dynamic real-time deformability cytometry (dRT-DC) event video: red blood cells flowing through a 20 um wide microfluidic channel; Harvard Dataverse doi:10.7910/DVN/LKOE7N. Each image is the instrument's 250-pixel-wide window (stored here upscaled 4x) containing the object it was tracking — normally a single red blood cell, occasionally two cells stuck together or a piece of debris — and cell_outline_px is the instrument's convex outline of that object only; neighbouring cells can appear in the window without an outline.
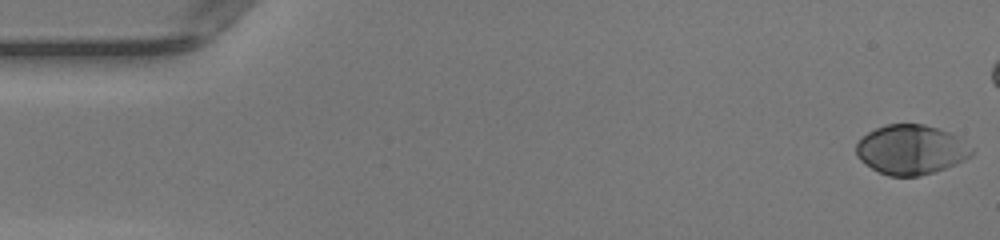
{"species": "human", "species_latin": "Homo sapiens", "temperature_condition": "warm", "stored_images_in_passage": 44, "camera_frame_rate_fps": 3000, "um_per_image_px": 0.085, "donor": {"sex": "female"}, "frame": {"image": 1, "passage_image": 1, "time_ms": 0.0, "image_size_px": [1000, 240], "cell_outline_px": [[976, 148], [972, 156], [956, 164], [920, 176], [888, 176], [872, 168], [860, 160], [856, 156], [856, 144], [868, 132], [876, 128], [888, 124], [924, 124], [948, 132], [956, 136]], "centroid_in_image_um": [77.46, 12.72], "position_along_channel_um": 7.5, "area_um2": 33.35}}
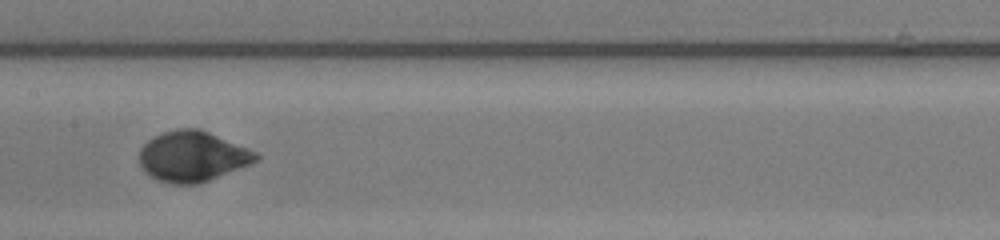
{"frame": {"image": 2, "passage_image": 25, "time_ms": 8.0, "image_size_px": [1000, 240], "cell_outline_px": [[260, 160], [252, 164], [208, 180], [196, 184], [172, 184], [156, 180], [144, 172], [140, 164], [140, 148], [148, 140], [164, 132], [176, 128], [200, 128], [248, 148], [256, 152], [260, 156]], "centroid_in_image_um": [16.37, 13.29], "position_along_channel_um": 191.0, "area_um2": 34.39}}
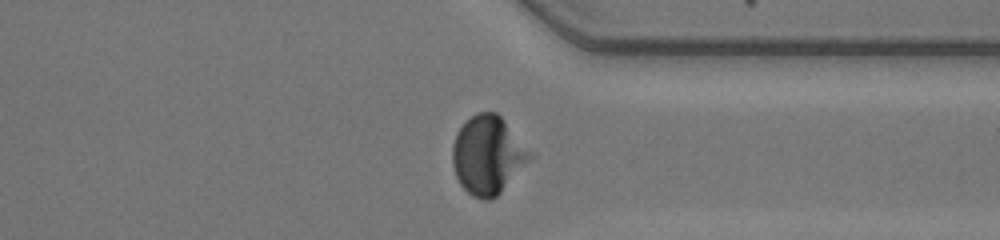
{"frame": {"image": 3, "passage_image": 38, "time_ms": 12.333, "image_size_px": [1000, 240], "cell_outline_px": [[536, 156], [492, 200], [480, 200], [472, 196], [460, 184], [456, 176], [452, 164], [452, 144], [456, 132], [476, 112], [496, 112], [504, 120]], "centroid_in_image_um": [41.48, 13.19], "position_along_channel_um": 369.9, "area_um2": 35.55}, "authors_computed_cell_mechanics": {"area_um2": 33.3795, "velocity_mm_per_s": 4.1629, "shape_relaxation_time_tau1_ms": 2.6318, "shape_relaxation_time_tau2_ms": null, "deformation_change_tau1": 0.1787, "deformation_change_tau2": null}}